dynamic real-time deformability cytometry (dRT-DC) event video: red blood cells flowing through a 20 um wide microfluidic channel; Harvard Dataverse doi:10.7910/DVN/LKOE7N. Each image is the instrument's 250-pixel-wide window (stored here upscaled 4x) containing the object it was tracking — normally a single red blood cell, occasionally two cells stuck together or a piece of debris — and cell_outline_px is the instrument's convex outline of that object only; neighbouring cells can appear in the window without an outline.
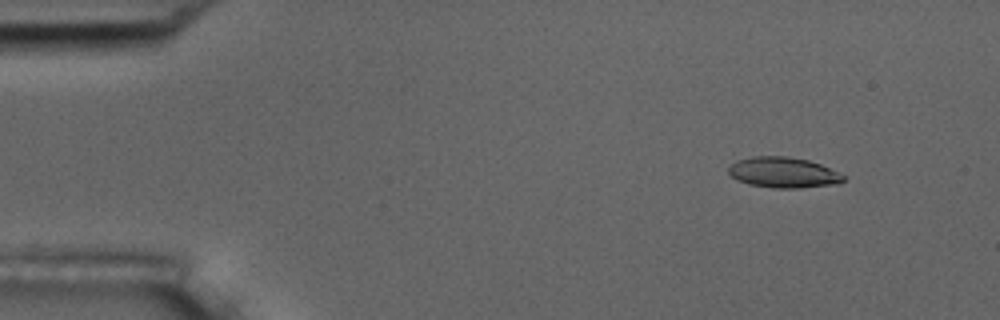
{"species": "common noctule bat (a hibernating species)", "species_latin": "Nyctalus noctula", "temperature_condition": "room temperature", "stored_images_in_passage": 4, "camera_frame_rate_fps": 3000, "um_per_image_px": 0.085, "animal": {"sex": "male", "body_mass_g": 17.5, "forearm_length_mm": 52.3}, "frame": {"image": 1, "passage_image": 2, "time_ms": 1.0, "image_size_px": [1000, 320], "cell_outline_px": [[844, 180], [840, 184], [800, 188], [772, 188], [748, 184], [736, 180], [728, 172], [728, 168], [736, 160], [752, 156], [788, 156], [808, 160], [820, 164], [844, 176]], "centroid_in_image_um": [66.56, 14.67], "position_along_channel_um": 18.4, "area_um2": 20.58}}
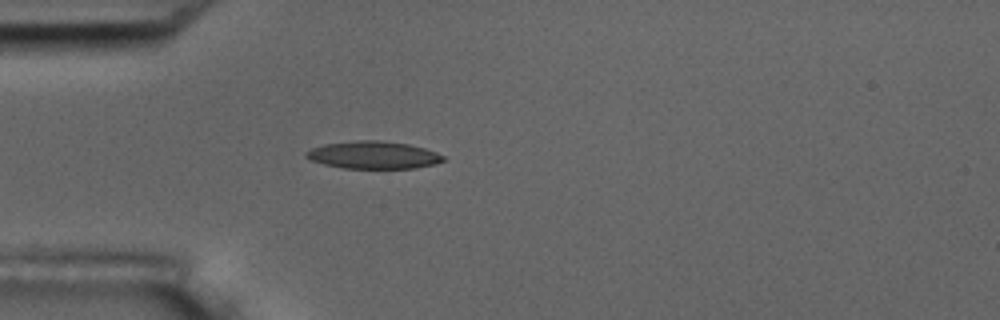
{"frame": {"image": 2, "passage_image": 4, "time_ms": 4.333, "image_size_px": [1000, 320], "cell_outline_px": [[444, 160], [432, 164], [412, 168], [344, 168], [324, 164], [312, 160], [304, 156], [304, 152], [312, 148], [324, 144], [360, 140], [380, 140], [408, 144], [424, 148], [436, 152], [444, 156]], "centroid_in_image_um": [31.7, 13.17], "position_along_channel_um": 53.3, "area_um2": 21.73}}